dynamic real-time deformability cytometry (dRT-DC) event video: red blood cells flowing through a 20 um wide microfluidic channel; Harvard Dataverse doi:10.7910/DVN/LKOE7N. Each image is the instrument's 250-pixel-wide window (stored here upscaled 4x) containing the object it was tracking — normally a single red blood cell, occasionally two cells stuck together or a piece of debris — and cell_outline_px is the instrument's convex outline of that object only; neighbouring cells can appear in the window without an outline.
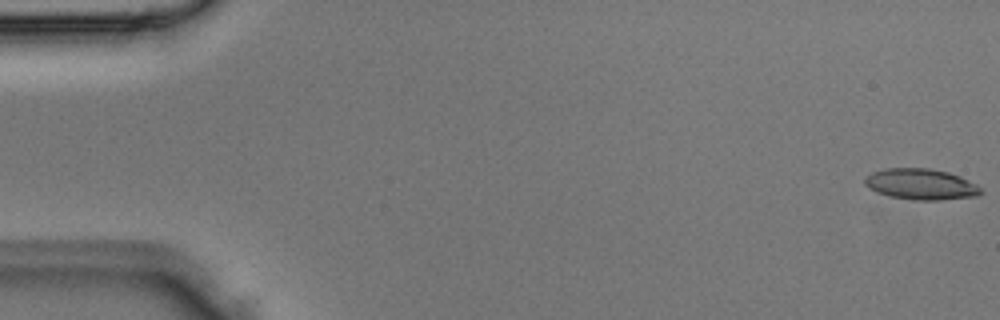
{"species": "Egyptian fruit bat (a non-hibernating species)", "species_latin": "Rousettus aegyptiacus", "temperature_condition": "room temperature", "stored_images_in_passage": 4, "camera_frame_rate_fps": 3000, "um_per_image_px": 0.085, "animal": {"sex": "male"}, "frame": {"image": 1, "passage_image": 1, "time_ms": 0.0, "image_size_px": [1000, 320], "cell_outline_px": [[984, 192], [976, 196], [940, 200], [916, 200], [892, 196], [876, 192], [868, 188], [864, 184], [864, 180], [872, 172], [888, 168], [928, 168], [948, 172], [960, 176], [976, 184]], "centroid_in_image_um": [78.29, 15.66], "position_along_channel_um": 6.7, "area_um2": 20.81}}
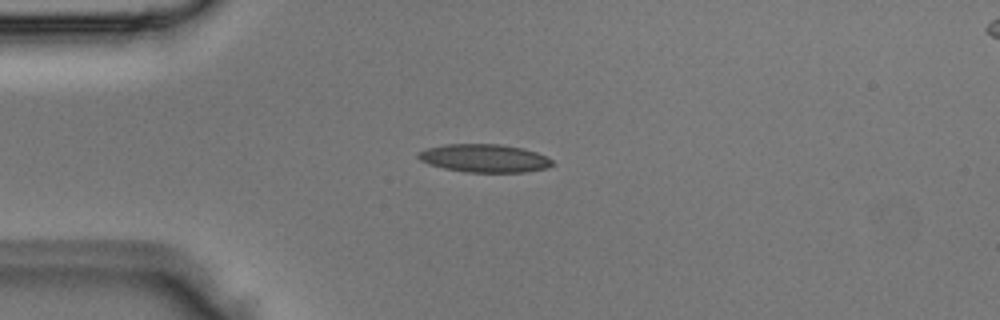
{"frame": {"image": 2, "passage_image": 4, "time_ms": 1.0, "image_size_px": [1000, 320], "cell_outline_px": [[552, 164], [544, 168], [524, 172], [464, 172], [444, 168], [428, 164], [420, 160], [416, 156], [416, 152], [428, 148], [444, 144], [500, 144], [524, 148], [536, 152], [552, 160]], "centroid_in_image_um": [41.11, 13.44], "position_along_channel_um": 43.9, "area_um2": 21.91}}